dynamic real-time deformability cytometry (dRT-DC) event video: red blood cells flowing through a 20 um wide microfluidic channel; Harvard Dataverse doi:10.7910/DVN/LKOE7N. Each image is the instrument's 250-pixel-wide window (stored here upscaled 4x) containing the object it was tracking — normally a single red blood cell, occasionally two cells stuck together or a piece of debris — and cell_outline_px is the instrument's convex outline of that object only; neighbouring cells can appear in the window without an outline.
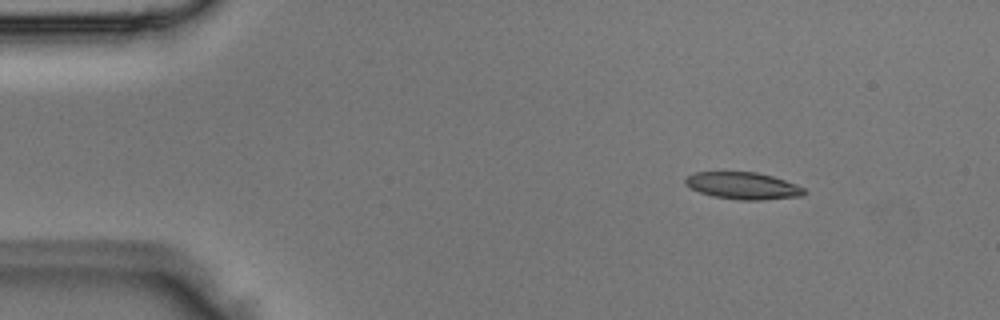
{"species": "Egyptian fruit bat (a non-hibernating species)", "species_latin": "Rousettus aegyptiacus", "temperature_condition": "room temperature", "stored_images_in_passage": 4, "camera_frame_rate_fps": 3000, "um_per_image_px": 0.085, "animal": {"sex": "male"}, "frame": {"image": 1, "passage_image": 1, "time_ms": 0.0, "image_size_px": [1000, 320], "cell_outline_px": [[804, 196], [764, 200], [740, 200], [712, 196], [700, 192], [684, 184], [684, 180], [688, 176], [696, 172], [756, 172], [772, 176], [796, 184], [804, 188]], "centroid_in_image_um": [63.16, 15.79], "position_along_channel_um": 21.8, "area_um2": 18.67}}
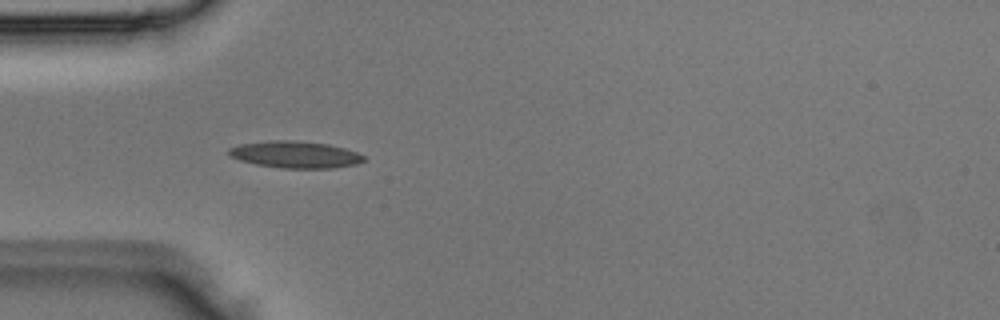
{"frame": {"image": 2, "passage_image": 3, "time_ms": 0.667, "image_size_px": [1000, 320], "cell_outline_px": [[368, 160], [356, 164], [332, 168], [280, 168], [256, 164], [240, 160], [228, 156], [228, 148], [240, 144], [272, 140], [296, 140], [328, 144], [344, 148], [356, 152], [364, 156]], "centroid_in_image_um": [25.09, 13.13], "position_along_channel_um": 59.9, "area_um2": 21.21}}